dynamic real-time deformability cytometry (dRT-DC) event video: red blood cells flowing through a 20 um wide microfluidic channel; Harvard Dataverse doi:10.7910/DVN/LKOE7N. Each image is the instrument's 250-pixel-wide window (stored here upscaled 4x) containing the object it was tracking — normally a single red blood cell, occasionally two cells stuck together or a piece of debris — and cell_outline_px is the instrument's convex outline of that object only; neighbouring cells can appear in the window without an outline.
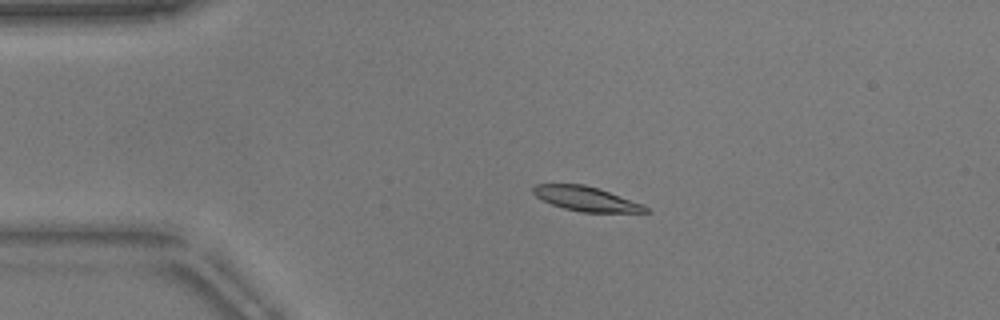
{"species": "common noctule bat (a hibernating species)", "species_latin": "Nyctalus noctula", "temperature_condition": "warm", "stored_images_in_passage": 54, "camera_frame_rate_fps": 3000, "um_per_image_px": 0.085, "animal": {"sex": "male", "body_mass_g": 17.9}, "frame": {"image": 1, "passage_image": 12, "time_ms": 3.667, "image_size_px": [1000, 320], "cell_outline_px": [[652, 212], [580, 212], [564, 208], [552, 204], [536, 196], [532, 192], [532, 188], [536, 184], [584, 184], [644, 204]], "centroid_in_image_um": [49.83, 16.9], "position_along_channel_um": 35.2, "area_um2": 15.84}}
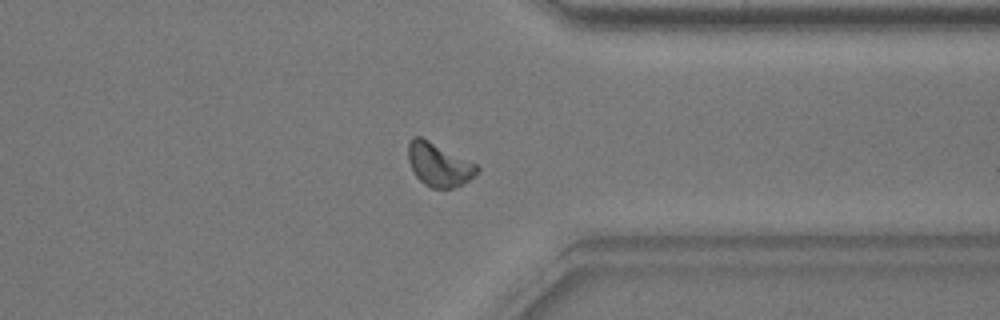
{"frame": {"image": 2, "passage_image": 42, "time_ms": 13.667, "image_size_px": [1000, 320], "cell_outline_px": [[480, 168], [464, 184], [452, 188], [432, 188], [424, 184], [416, 176], [408, 160], [408, 144], [412, 136], [420, 136], [476, 164]], "centroid_in_image_um": [37.27, 13.99], "position_along_channel_um": 374.1, "area_um2": 17.11}}
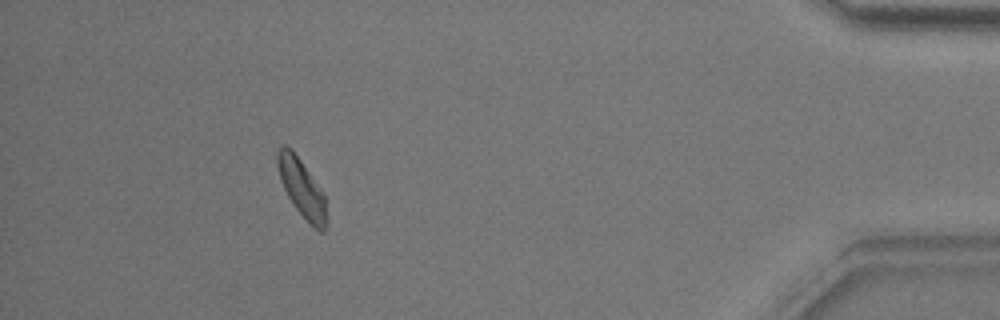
{"frame": {"image": 3, "passage_image": 49, "time_ms": 16.0, "image_size_px": [1000, 320], "cell_outline_px": [[328, 224], [324, 232], [320, 232], [312, 228], [308, 224], [296, 208], [288, 196], [280, 180], [276, 164], [276, 152], [280, 144], [284, 144], [292, 148], [324, 192], [328, 216]], "centroid_in_image_um": [25.67, 16.01], "position_along_channel_um": 409.5, "area_um2": 17.28}, "authors_computed_cell_mechanics": {"area_um2": 16.7042, "velocity_mm_per_s": 3.8078, "shape_relaxation_time_tau1_ms": 2.1251, "shape_relaxation_time_tau2_ms": 6.6939, "deformation_change_tau1": 0.1238, "deformation_change_tau2": 0.0819}}